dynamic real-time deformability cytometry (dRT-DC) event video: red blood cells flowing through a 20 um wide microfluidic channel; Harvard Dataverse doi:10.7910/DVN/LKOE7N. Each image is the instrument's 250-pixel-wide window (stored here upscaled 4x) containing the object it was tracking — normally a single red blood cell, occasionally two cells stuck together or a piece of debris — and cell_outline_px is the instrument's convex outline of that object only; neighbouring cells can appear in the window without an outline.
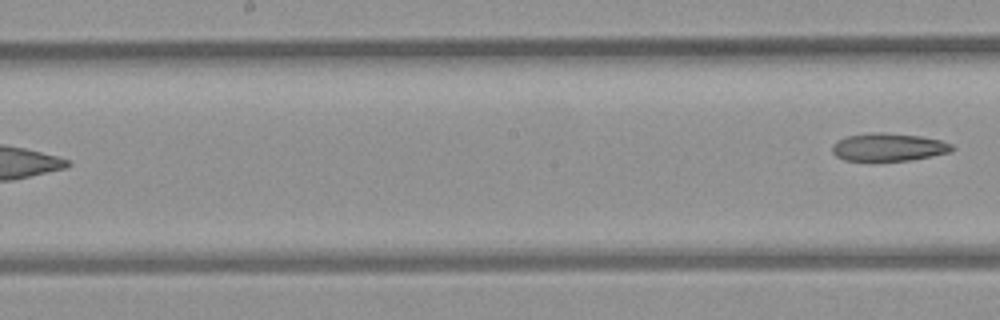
{"species": "common noctule bat (a hibernating species)", "species_latin": "Nyctalus noctula", "temperature_condition": "room temperature", "stored_images_in_passage": 7, "segment_of_instrument_passage": [2, 2], "camera_frame_rate_fps": 3000, "um_per_image_px": 0.085, "animal": {"sex": "female", "body_mass_g": 21.9}, "frame": {"image": 1, "passage_image": 7, "time_ms": 7.0, "image_size_px": [1000, 320], "cell_outline_px": [[952, 152], [912, 160], [844, 160], [836, 156], [832, 152], [832, 144], [836, 140], [848, 136], [868, 132], [880, 132], [920, 136], [940, 140], [952, 144]], "centroid_in_image_um": [75.5, 12.5], "position_along_channel_um": 172.7, "area_um2": 19.42}}